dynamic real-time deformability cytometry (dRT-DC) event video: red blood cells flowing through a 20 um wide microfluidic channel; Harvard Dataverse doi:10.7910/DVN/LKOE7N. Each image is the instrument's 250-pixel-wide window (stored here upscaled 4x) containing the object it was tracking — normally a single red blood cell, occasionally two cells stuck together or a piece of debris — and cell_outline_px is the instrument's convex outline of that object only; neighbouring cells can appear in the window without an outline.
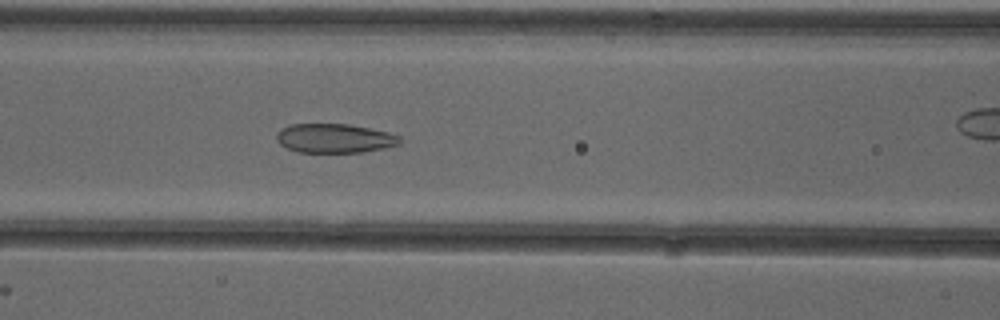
{"species": "common noctule bat (a hibernating species)", "species_latin": "Nyctalus noctula", "temperature_condition": "cold", "stored_images_in_passage": 41, "camera_frame_rate_fps": 3000, "um_per_image_px": 0.085, "animal": {"sex": "female"}, "frame": {"image": 1, "passage_image": 10, "time_ms": 3.0, "image_size_px": [1000, 320], "cell_outline_px": [[404, 140], [396, 144], [380, 148], [360, 152], [300, 152], [288, 148], [280, 144], [276, 140], [276, 132], [280, 128], [288, 124], [348, 124], [388, 132], [400, 136]], "centroid_in_image_um": [28.38, 11.74], "position_along_channel_um": 138.2, "area_um2": 20.81}}
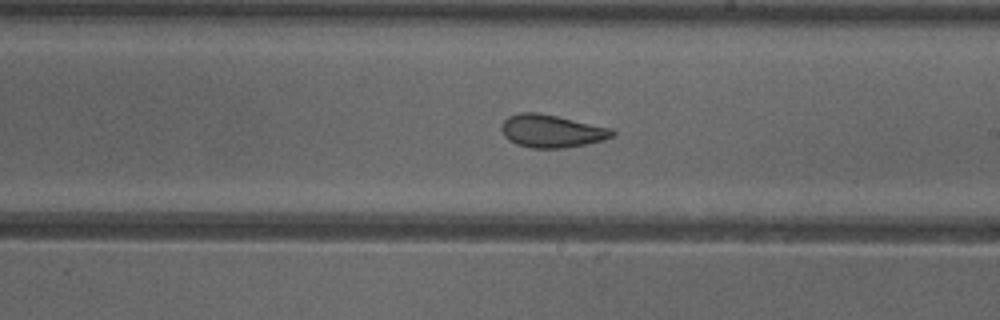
{"frame": {"image": 2, "passage_image": 18, "time_ms": 5.667, "image_size_px": [1000, 320], "cell_outline_px": [[616, 136], [604, 140], [564, 148], [532, 148], [516, 144], [508, 140], [504, 136], [500, 128], [504, 120], [508, 116], [520, 112], [536, 112], [556, 116], [612, 128], [616, 132]], "centroid_in_image_um": [46.89, 11.14], "position_along_channel_um": 242.1, "area_um2": 21.27}}
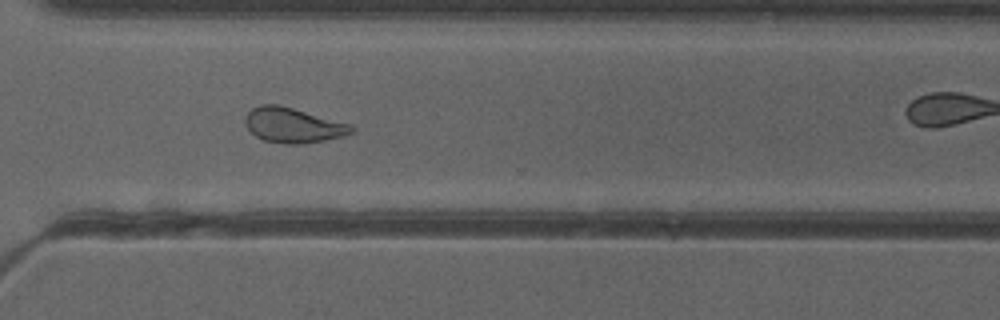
{"frame": {"image": 3, "passage_image": 26, "time_ms": 8.333, "image_size_px": [1000, 320], "cell_outline_px": [[356, 128], [352, 132], [344, 136], [324, 140], [300, 144], [284, 144], [264, 140], [256, 136], [244, 124], [244, 116], [252, 108], [260, 104], [280, 104], [352, 124]], "centroid_in_image_um": [24.91, 10.63], "position_along_channel_um": 345.7, "area_um2": 21.91}, "authors_computed_cell_mechanics": {"area_um2": 22.4264, "velocity_mm_per_s": 3.8973, "shape_relaxation_time_tau1_ms": null, "shape_relaxation_time_tau2_ms": 1.5244, "deformation_change_tau1": null, "deformation_change_tau2": 0.0687}}